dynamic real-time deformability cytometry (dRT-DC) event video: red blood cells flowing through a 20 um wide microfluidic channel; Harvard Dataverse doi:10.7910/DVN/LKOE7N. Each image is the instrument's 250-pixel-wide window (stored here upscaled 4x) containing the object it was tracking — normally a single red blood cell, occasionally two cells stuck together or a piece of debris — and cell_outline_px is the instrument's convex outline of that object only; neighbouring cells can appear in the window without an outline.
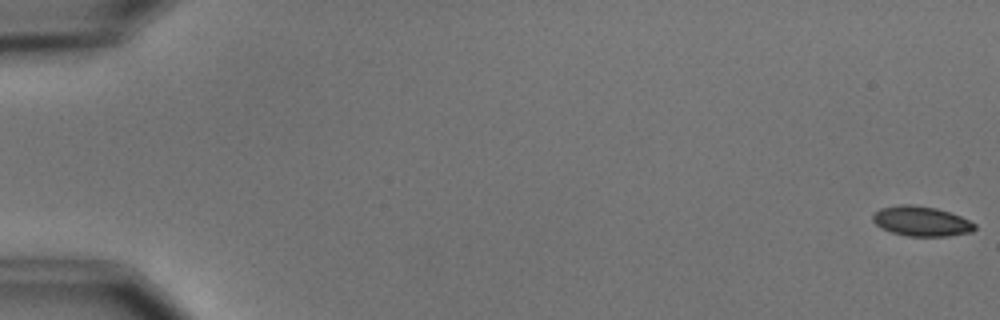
{"species": "common noctule bat (a hibernating species)", "species_latin": "Nyctalus noctula", "temperature_condition": "cold", "stored_images_in_passage": 5, "camera_frame_rate_fps": 3000, "um_per_image_px": 0.085, "animal": {"sex": "male", "body_mass_g": 15.6}, "frame": {"image": 1, "passage_image": 1, "time_ms": 0.0, "image_size_px": [1000, 320], "cell_outline_px": [[976, 228], [972, 232], [948, 236], [908, 236], [892, 232], [876, 224], [872, 220], [872, 212], [880, 208], [900, 204], [912, 204], [936, 208], [960, 216], [976, 224]], "centroid_in_image_um": [78.3, 18.79], "position_along_channel_um": 6.7, "area_um2": 17.74}}
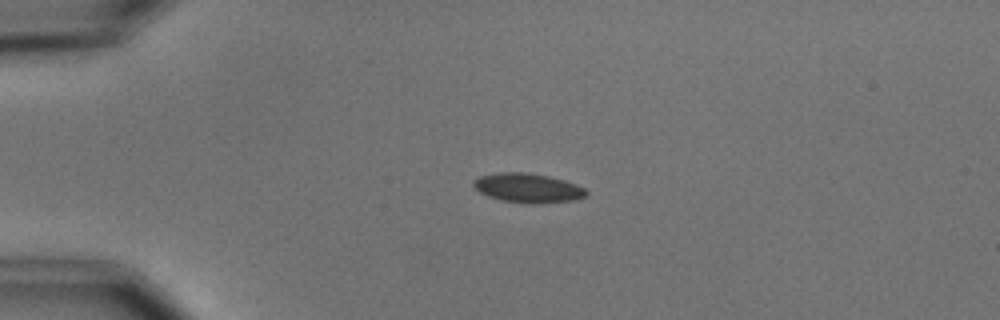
{"frame": {"image": 2, "passage_image": 4, "time_ms": 4.333, "image_size_px": [1000, 320], "cell_outline_px": [[588, 192], [584, 196], [576, 200], [532, 204], [500, 200], [488, 196], [480, 192], [472, 184], [472, 180], [480, 176], [496, 172], [528, 172], [548, 176], [564, 180], [576, 184], [584, 188]], "centroid_in_image_um": [44.85, 15.97], "position_along_channel_um": 40.2, "area_um2": 19.31}}